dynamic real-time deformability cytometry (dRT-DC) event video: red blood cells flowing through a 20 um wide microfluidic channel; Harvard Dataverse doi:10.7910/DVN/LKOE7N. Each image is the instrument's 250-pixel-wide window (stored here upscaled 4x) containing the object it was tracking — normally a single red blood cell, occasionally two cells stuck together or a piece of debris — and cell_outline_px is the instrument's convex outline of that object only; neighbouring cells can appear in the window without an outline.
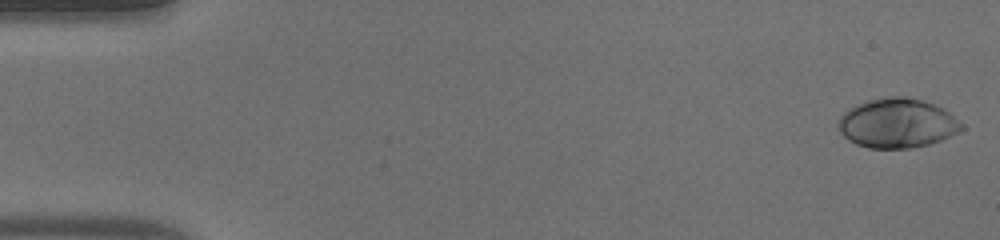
{"species": "human", "species_latin": "Homo sapiens", "temperature_condition": "warm", "stored_images_in_passage": 50, "camera_frame_rate_fps": 3000, "um_per_image_px": 0.085, "donor": {"sex": "male"}, "frame": {"image": 1, "passage_image": 1, "time_ms": 0.0, "image_size_px": [1000, 240], "cell_outline_px": [[964, 128], [940, 140], [928, 144], [912, 148], [868, 148], [856, 144], [848, 140], [840, 132], [836, 124], [840, 116], [848, 108], [868, 100], [888, 96], [904, 96], [924, 100], [944, 108], [964, 124]], "centroid_in_image_um": [76.24, 10.46], "position_along_channel_um": 8.8, "area_um2": 35.72}}
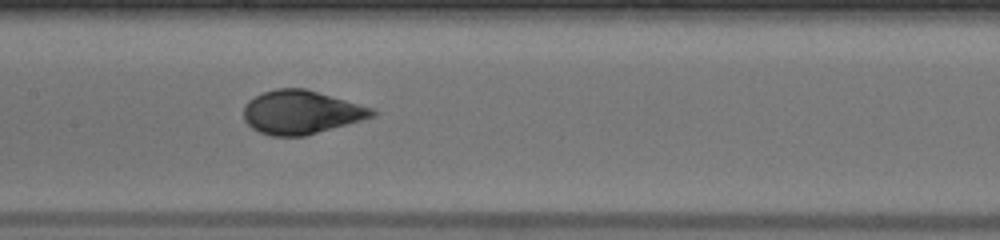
{"frame": {"image": 2, "passage_image": 25, "time_ms": 8.0, "image_size_px": [1000, 240], "cell_outline_px": [[376, 116], [304, 136], [272, 136], [260, 132], [252, 128], [244, 120], [244, 108], [248, 100], [264, 92], [276, 88], [304, 88], [372, 108], [376, 112]], "centroid_in_image_um": [25.57, 9.54], "position_along_channel_um": 181.8, "area_um2": 32.25}}
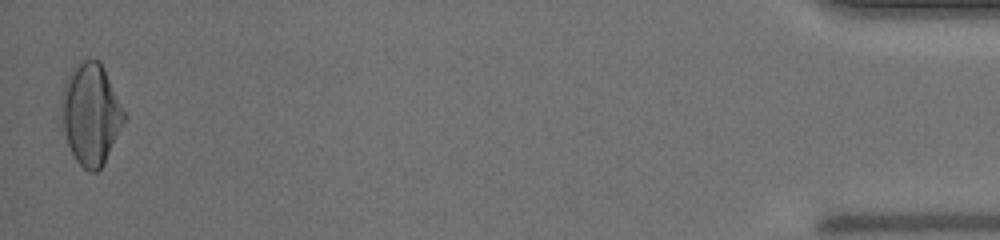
{"frame": {"image": 3, "passage_image": 50, "time_ms": 16.333, "image_size_px": [1000, 240], "cell_outline_px": [[128, 116], [104, 164], [96, 172], [92, 172], [84, 168], [76, 160], [68, 144], [64, 132], [60, 108], [60, 96], [64, 80], [72, 68], [80, 60], [100, 60]], "centroid_in_image_um": [7.72, 9.66], "position_along_channel_um": 427.5, "area_um2": 37.51}, "authors_computed_cell_mechanics": {"area_um2": 33.7263, "velocity_mm_per_s": 4.0471, "shape_relaxation_time_tau1_ms": 5.0068, "shape_relaxation_time_tau2_ms": null, "deformation_change_tau1": 0.2353, "deformation_change_tau2": null}}